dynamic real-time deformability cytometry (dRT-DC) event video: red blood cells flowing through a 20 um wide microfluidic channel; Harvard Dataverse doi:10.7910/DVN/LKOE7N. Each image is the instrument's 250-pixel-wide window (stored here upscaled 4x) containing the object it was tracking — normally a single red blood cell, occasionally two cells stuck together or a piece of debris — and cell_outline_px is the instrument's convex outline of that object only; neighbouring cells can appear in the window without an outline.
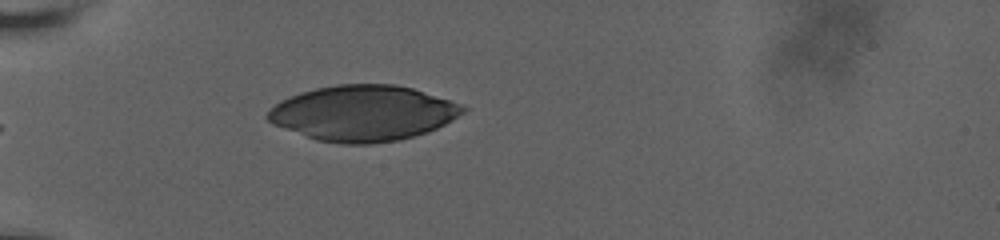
{"species": "human", "species_latin": "Homo sapiens", "temperature_condition": "room temperature", "stored_images_in_passage": 4, "camera_frame_rate_fps": 3000, "um_per_image_px": 0.085, "donor": {"sex": "male"}, "frame": {"image": 1, "passage_image": 1, "time_ms": 0.0, "image_size_px": [1000, 240], "cell_outline_px": [[468, 108], [464, 112], [452, 120], [428, 132], [396, 140], [372, 144], [340, 144], [316, 140], [272, 124], [264, 116], [280, 100], [300, 92], [316, 88], [336, 84], [396, 84], [412, 88], [464, 104]], "centroid_in_image_um": [30.86, 9.61], "position_along_channel_um": 54.1, "area_um2": 63.29}}